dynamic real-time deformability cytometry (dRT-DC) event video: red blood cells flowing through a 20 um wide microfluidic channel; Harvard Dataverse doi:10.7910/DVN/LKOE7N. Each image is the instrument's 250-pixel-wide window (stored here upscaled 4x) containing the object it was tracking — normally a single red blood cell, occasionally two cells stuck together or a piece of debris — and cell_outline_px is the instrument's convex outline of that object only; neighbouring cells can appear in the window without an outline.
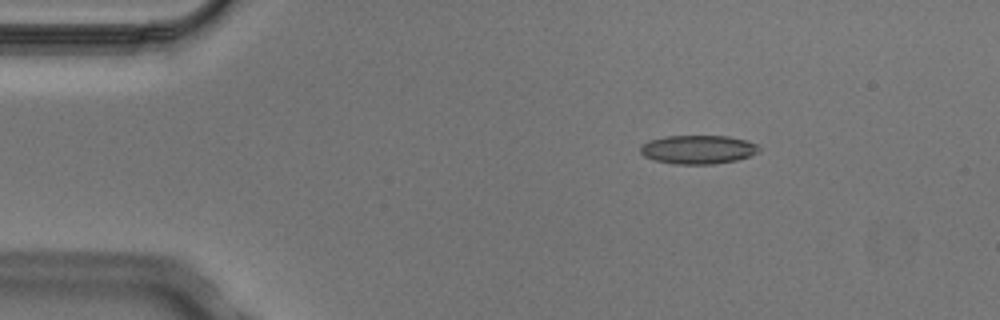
{"species": "Egyptian fruit bat (a non-hibernating species)", "species_latin": "Rousettus aegyptiacus", "temperature_condition": "cold", "stored_images_in_passage": 2, "camera_frame_rate_fps": 3000, "um_per_image_px": 0.085, "animal": {"sex": "male"}, "frame": {"image": 1, "passage_image": 1, "time_ms": 0.0, "image_size_px": [1000, 320], "cell_outline_px": [[760, 152], [736, 160], [712, 164], [672, 164], [656, 160], [644, 156], [640, 152], [640, 144], [648, 140], [664, 136], [728, 136], [748, 140], [756, 144], [760, 148]], "centroid_in_image_um": [59.31, 12.7], "position_along_channel_um": 25.7, "area_um2": 20.0}}